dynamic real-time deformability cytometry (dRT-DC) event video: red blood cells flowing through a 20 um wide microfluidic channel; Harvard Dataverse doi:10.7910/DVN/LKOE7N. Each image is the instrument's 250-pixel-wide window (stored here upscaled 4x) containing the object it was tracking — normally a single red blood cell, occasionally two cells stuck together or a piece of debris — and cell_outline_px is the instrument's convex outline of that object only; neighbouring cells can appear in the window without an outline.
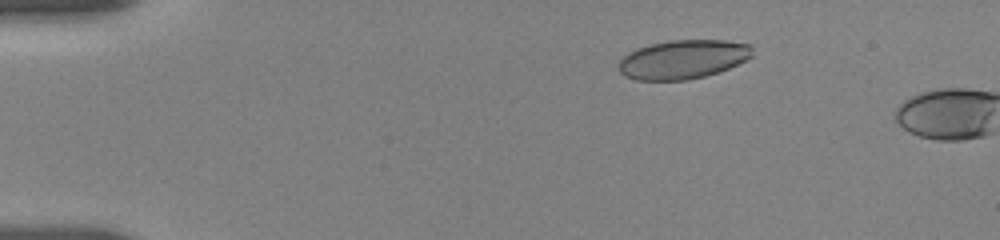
{"species": "human", "species_latin": "Homo sapiens", "temperature_condition": "room temperature", "stored_images_in_passage": 10, "camera_frame_rate_fps": 3000, "um_per_image_px": 0.085, "donor": {"sex": "female"}, "frame": {"image": 1, "passage_image": 7, "time_ms": 2.667, "image_size_px": [1000, 240], "cell_outline_px": [[752, 56], [728, 68], [704, 76], [688, 80], [636, 80], [624, 76], [620, 72], [616, 64], [628, 52], [636, 48], [668, 40], [724, 40], [752, 44]], "centroid_in_image_um": [58.01, 5.04], "position_along_channel_um": 27.0, "area_um2": 30.4}}